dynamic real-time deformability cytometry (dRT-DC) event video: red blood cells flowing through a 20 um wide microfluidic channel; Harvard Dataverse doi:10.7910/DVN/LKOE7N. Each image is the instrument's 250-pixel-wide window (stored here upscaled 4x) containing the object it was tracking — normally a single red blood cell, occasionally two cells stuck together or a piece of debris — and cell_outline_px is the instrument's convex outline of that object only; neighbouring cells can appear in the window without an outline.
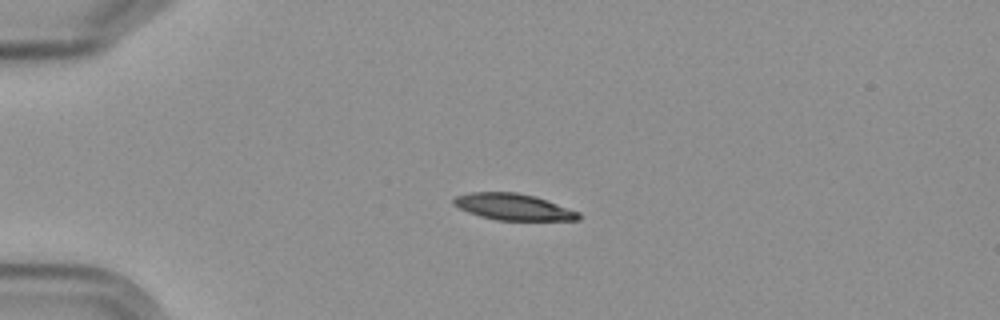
{"species": "Egyptian fruit bat (a non-hibernating species)", "species_latin": "Rousettus aegyptiacus", "temperature_condition": "cold", "stored_images_in_passage": 4, "camera_frame_rate_fps": 3000, "um_per_image_px": 0.085, "frame": {"image": 1, "passage_image": 3, "time_ms": 2.333, "image_size_px": [1000, 320], "cell_outline_px": [[580, 220], [496, 220], [480, 216], [468, 212], [452, 204], [452, 200], [456, 196], [468, 192], [516, 192], [536, 196], [580, 212]], "centroid_in_image_um": [43.62, 17.58], "position_along_channel_um": 41.4, "area_um2": 19.31}}